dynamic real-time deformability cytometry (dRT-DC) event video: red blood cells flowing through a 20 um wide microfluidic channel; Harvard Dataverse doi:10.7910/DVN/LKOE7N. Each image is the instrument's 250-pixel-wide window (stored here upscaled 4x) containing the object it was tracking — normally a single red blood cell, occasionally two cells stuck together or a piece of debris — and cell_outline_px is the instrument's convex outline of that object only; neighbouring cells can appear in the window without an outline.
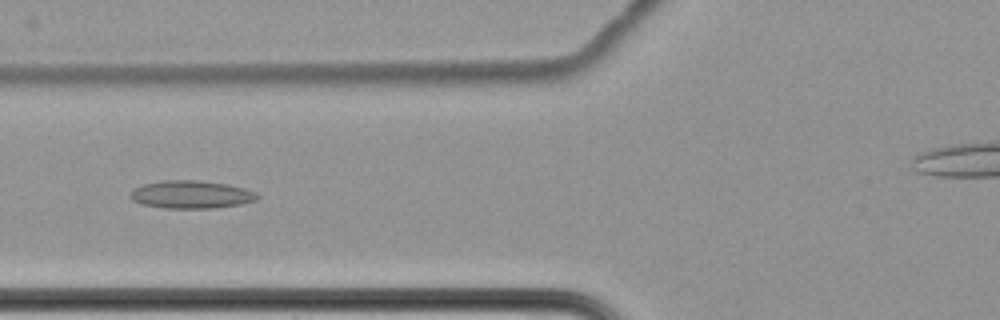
{"species": "common noctule bat (a hibernating species)", "species_latin": "Nyctalus noctula", "temperature_condition": "cold", "stored_images_in_passage": 38, "camera_frame_rate_fps": 3000, "um_per_image_px": 0.085, "animal": {"sex": "female", "body_mass_g": 22.7, "forearm_length_mm": 54.2}, "frame": {"image": 1, "passage_image": 6, "time_ms": 1.667, "image_size_px": [1000, 320], "cell_outline_px": [[260, 196], [256, 200], [240, 204], [216, 208], [164, 208], [140, 204], [132, 200], [132, 192], [136, 188], [144, 184], [160, 180], [200, 180], [228, 184], [244, 188], [256, 192]], "centroid_in_image_um": [16.29, 16.53], "position_along_channel_um": 109.5, "area_um2": 20.63}}
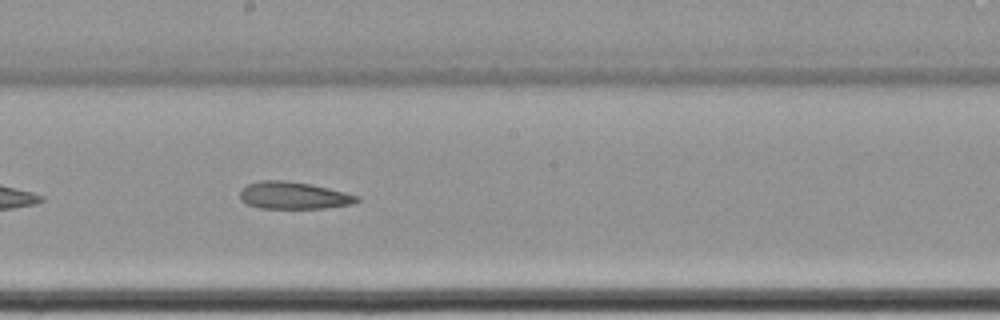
{"frame": {"image": 2, "passage_image": 16, "time_ms": 5.0, "image_size_px": [1000, 320], "cell_outline_px": [[360, 200], [352, 204], [324, 208], [260, 208], [248, 204], [240, 200], [240, 192], [248, 184], [260, 180], [284, 180], [312, 184], [360, 196]], "centroid_in_image_um": [24.96, 16.61], "position_along_channel_um": 223.2, "area_um2": 18.5}}
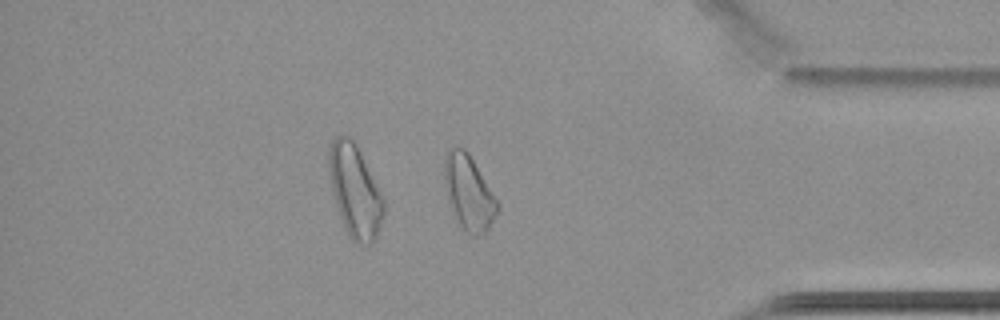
{"frame": {"image": 3, "passage_image": 33, "time_ms": 10.667, "image_size_px": [1000, 320], "cell_outline_px": [[500, 208], [496, 216], [488, 228], [484, 232], [476, 236], [472, 236], [460, 228], [456, 220], [448, 200], [444, 184], [444, 156], [448, 148], [464, 148], [468, 152], [500, 204]], "centroid_in_image_um": [39.83, 16.39], "position_along_channel_um": 395.4, "area_um2": 23.24}}